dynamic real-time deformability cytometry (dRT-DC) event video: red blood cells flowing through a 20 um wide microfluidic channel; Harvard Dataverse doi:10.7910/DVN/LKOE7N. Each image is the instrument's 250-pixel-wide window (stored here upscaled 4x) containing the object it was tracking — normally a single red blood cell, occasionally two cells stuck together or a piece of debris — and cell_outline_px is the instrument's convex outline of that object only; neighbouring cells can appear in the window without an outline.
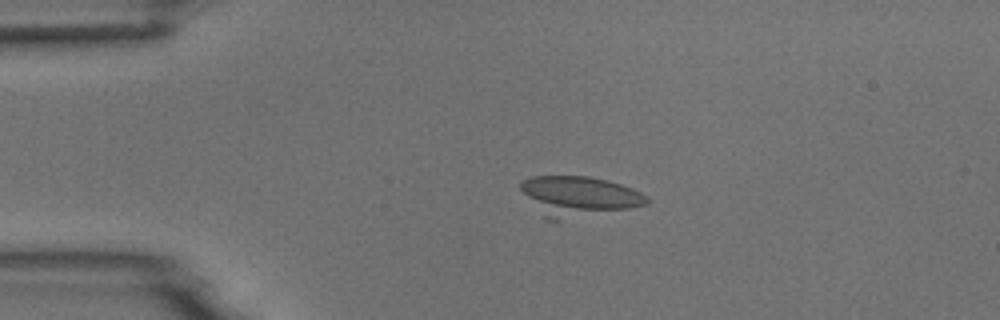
{"species": "common noctule bat (a hibernating species)", "species_latin": "Nyctalus noctula", "temperature_condition": "room temperature", "stored_images_in_passage": 4, "camera_frame_rate_fps": 3000, "um_per_image_px": 0.085, "animal": {"sex": "male", "body_mass_g": 18.8}, "frame": {"image": 1, "passage_image": 2, "time_ms": 0.333, "image_size_px": [1000, 320], "cell_outline_px": [[648, 204], [628, 208], [560, 220], [544, 220], [520, 188], [520, 184], [524, 180], [532, 176], [588, 176], [608, 180], [632, 188], [648, 196]], "centroid_in_image_um": [49.16, 16.68], "position_along_channel_um": 35.8, "area_um2": 29.13}}
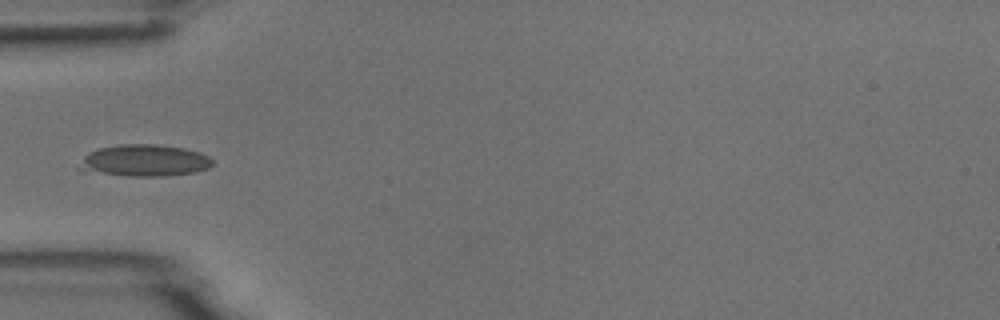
{"frame": {"image": 2, "passage_image": 4, "time_ms": 1.0, "image_size_px": [1000, 320], "cell_outline_px": [[212, 164], [208, 168], [196, 172], [164, 176], [128, 176], [84, 172], [76, 168], [84, 156], [100, 148], [120, 144], [156, 144], [184, 148], [200, 152], [208, 156], [212, 160]], "centroid_in_image_um": [12.25, 13.66], "position_along_channel_um": 72.8, "area_um2": 24.85}}